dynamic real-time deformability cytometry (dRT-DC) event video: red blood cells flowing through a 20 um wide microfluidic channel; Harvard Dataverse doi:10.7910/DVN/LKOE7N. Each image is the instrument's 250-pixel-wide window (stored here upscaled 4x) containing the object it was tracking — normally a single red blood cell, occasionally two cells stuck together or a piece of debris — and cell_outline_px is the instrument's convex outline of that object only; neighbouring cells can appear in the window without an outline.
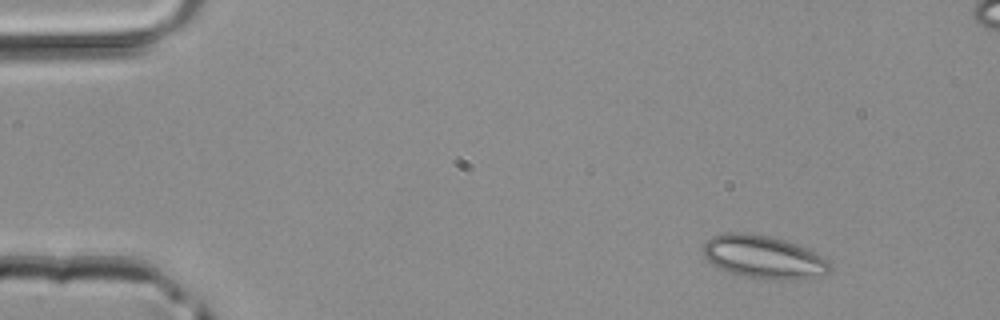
{"species": "common noctule bat (a hibernating species)", "species_latin": "Nyctalus noctula", "temperature_condition": "room temperature", "stored_images_in_passage": 4, "camera_frame_rate_fps": 3000, "um_per_image_px": 0.085, "animal": {"sex": "male", "body_mass_g": 20.4}, "frame": {"image": 1, "passage_image": 1, "time_ms": 0.0, "image_size_px": [1000, 320], "cell_outline_px": [[832, 260], [828, 272], [796, 280], [784, 280], [748, 276], [732, 272], [720, 268], [712, 264], [704, 256], [704, 244], [712, 236], [724, 232], [740, 232], [768, 236], [784, 240], [796, 244]], "centroid_in_image_um": [64.91, 21.83], "position_along_channel_um": 20.1, "area_um2": 31.21}}